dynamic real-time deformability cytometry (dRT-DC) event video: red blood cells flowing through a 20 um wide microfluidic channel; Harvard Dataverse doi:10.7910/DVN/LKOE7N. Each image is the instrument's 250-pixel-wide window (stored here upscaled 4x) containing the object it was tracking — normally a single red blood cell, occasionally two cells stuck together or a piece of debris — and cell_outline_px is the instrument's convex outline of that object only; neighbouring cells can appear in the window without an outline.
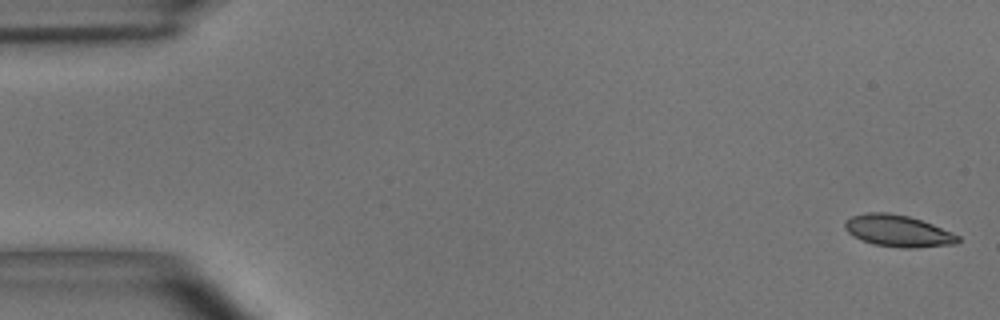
{"species": "common noctule bat (a hibernating species)", "species_latin": "Nyctalus noctula", "temperature_condition": "room temperature", "stored_images_in_passage": 6, "camera_frame_rate_fps": 3000, "um_per_image_px": 0.085, "animal": {"sex": "male", "body_mass_g": 15.6}, "frame": {"image": 1, "passage_image": 1, "time_ms": 0.0, "image_size_px": [1000, 320], "cell_outline_px": [[960, 240], [956, 244], [916, 248], [904, 248], [872, 244], [852, 236], [844, 228], [844, 220], [852, 216], [868, 212], [888, 212], [908, 216], [932, 224], [952, 232], [960, 236]], "centroid_in_image_um": [76.32, 19.63], "position_along_channel_um": 8.7, "area_um2": 21.04}}